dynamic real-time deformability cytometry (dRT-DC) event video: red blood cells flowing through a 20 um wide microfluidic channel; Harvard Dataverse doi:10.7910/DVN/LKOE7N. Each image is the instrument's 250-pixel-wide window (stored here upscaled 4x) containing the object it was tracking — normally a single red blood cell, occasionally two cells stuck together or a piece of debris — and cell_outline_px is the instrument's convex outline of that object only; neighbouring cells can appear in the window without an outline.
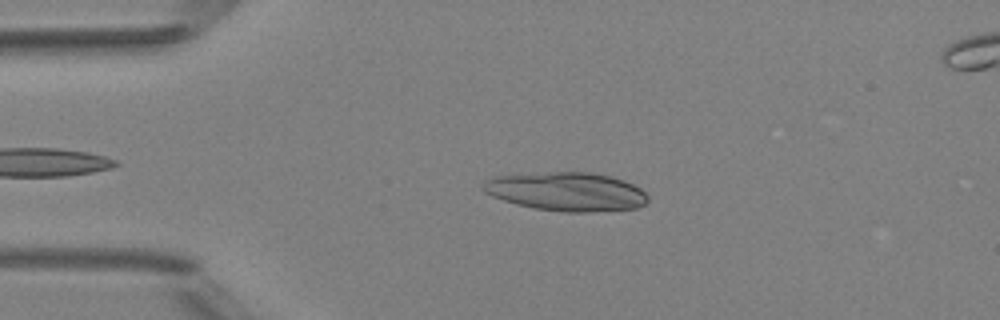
{"species": "Egyptian fruit bat (a non-hibernating species)", "species_latin": "Rousettus aegyptiacus", "temperature_condition": "room temperature", "stored_images_in_passage": 5, "segment_of_instrument_passage": [1, 2], "camera_frame_rate_fps": 3000, "um_per_image_px": 0.085, "animal": {"sex": "female"}, "frame": {"image": 1, "passage_image": 3, "time_ms": 2.333, "image_size_px": [1000, 320], "cell_outline_px": [[648, 200], [644, 204], [636, 208], [584, 212], [564, 212], [536, 208], [516, 204], [492, 196], [484, 192], [480, 188], [480, 184], [484, 180], [496, 176], [548, 172], [592, 172], [612, 176], [624, 180], [640, 188], [648, 196]], "centroid_in_image_um": [48.13, 16.27], "position_along_channel_um": 36.9, "area_um2": 37.22}}